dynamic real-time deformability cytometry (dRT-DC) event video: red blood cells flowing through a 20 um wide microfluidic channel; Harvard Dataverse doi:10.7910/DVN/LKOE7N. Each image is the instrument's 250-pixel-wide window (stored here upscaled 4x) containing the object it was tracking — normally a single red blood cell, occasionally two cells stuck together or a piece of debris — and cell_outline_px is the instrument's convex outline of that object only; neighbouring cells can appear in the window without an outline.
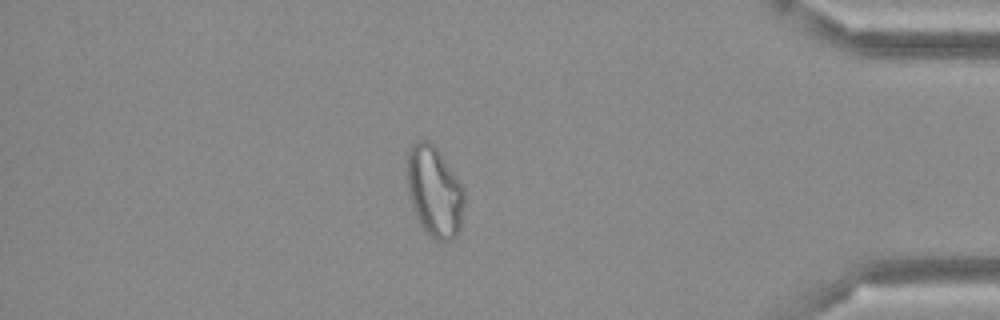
{"species": "Egyptian fruit bat (a non-hibernating species)", "species_latin": "Rousettus aegyptiacus", "temperature_condition": "cold", "stored_images_in_passage": 50, "camera_frame_rate_fps": 3000, "um_per_image_px": 0.085, "frame": {"image": 1, "passage_image": 43, "time_ms": 14.0, "image_size_px": [1000, 320], "cell_outline_px": [[464, 204], [460, 228], [456, 236], [452, 240], [444, 244], [436, 240], [420, 224], [416, 216], [408, 196], [404, 172], [408, 152], [412, 144], [416, 140], [428, 140], [436, 148], [460, 180], [464, 188]], "centroid_in_image_um": [36.9, 16.27], "position_along_channel_um": 398.3, "area_um2": 30.92}}